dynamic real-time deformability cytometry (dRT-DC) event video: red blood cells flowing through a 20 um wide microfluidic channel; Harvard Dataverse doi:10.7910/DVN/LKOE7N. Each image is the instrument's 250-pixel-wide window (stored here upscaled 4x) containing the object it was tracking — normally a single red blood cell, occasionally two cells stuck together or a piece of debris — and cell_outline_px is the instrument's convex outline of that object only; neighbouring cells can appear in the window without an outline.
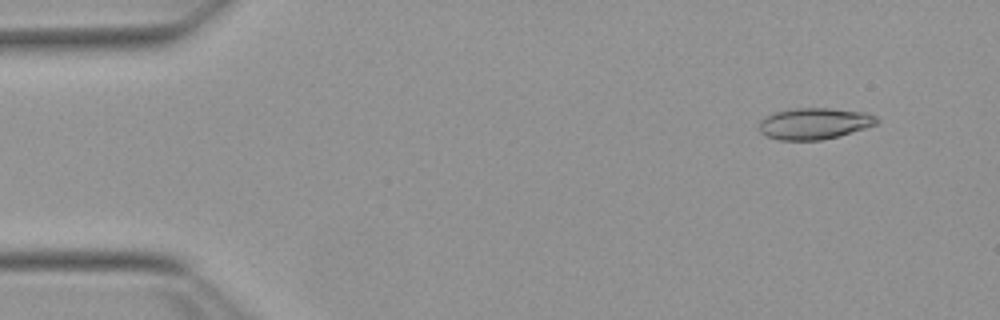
{"species": "Egyptian fruit bat (a non-hibernating species)", "species_latin": "Rousettus aegyptiacus", "temperature_condition": "warm", "stored_images_in_passage": 16, "camera_frame_rate_fps": 3000, "um_per_image_px": 0.085, "animal": {"sex": "female"}, "frame": {"image": 1, "passage_image": 5, "time_ms": 1.333, "image_size_px": [1000, 320], "cell_outline_px": [[880, 120], [876, 124], [864, 128], [836, 136], [820, 140], [780, 140], [768, 136], [760, 132], [760, 120], [764, 116], [776, 112], [792, 108], [832, 108], [864, 112], [876, 116]], "centroid_in_image_um": [69.2, 10.48], "position_along_channel_um": 15.8, "area_um2": 21.33}}
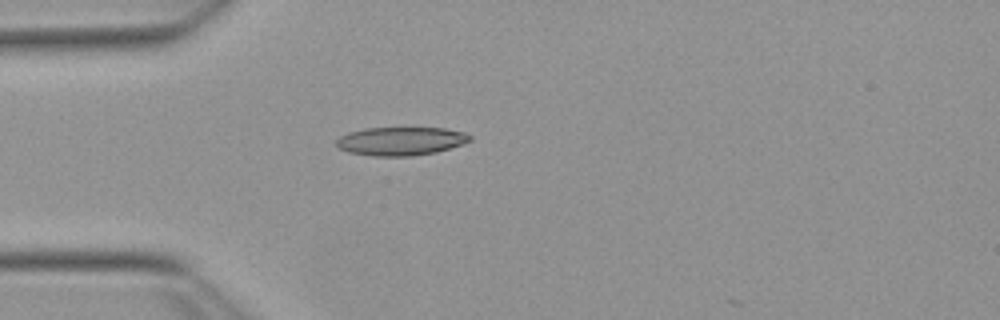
{"frame": {"image": 2, "passage_image": 15, "time_ms": 4.667, "image_size_px": [1000, 320], "cell_outline_px": [[472, 140], [436, 152], [412, 156], [372, 156], [348, 152], [336, 148], [336, 140], [340, 136], [348, 132], [364, 128], [444, 128], [464, 132], [472, 136]], "centroid_in_image_um": [34.02, 12.0], "position_along_channel_um": 51.0, "area_um2": 22.2}}